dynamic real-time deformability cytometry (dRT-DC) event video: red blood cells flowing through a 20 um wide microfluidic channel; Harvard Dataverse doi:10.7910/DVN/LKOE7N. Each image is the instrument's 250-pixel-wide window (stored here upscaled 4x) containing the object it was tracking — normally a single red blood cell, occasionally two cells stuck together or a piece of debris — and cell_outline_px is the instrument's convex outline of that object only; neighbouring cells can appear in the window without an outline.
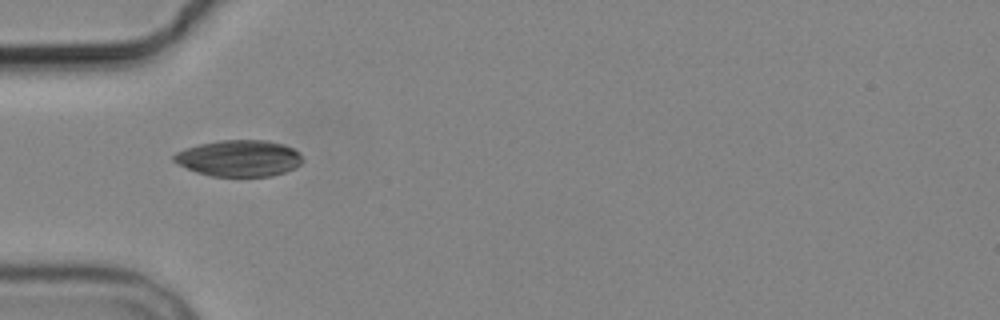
{"species": "common noctule bat (a hibernating species)", "species_latin": "Nyctalus noctula", "temperature_condition": "cold", "stored_images_in_passage": 5, "camera_frame_rate_fps": 3000, "um_per_image_px": 0.085, "animal": {"sex": "male", "body_mass_g": 19.2, "forearm_length_mm": 51.8}, "frame": {"image": 1, "passage_image": 1, "time_ms": 0.0, "image_size_px": [1000, 320], "cell_outline_px": [[304, 160], [300, 164], [284, 172], [272, 176], [212, 176], [196, 172], [172, 160], [172, 156], [176, 152], [184, 148], [200, 144], [220, 140], [268, 140], [284, 144], [292, 148]], "centroid_in_image_um": [20.3, 13.44], "position_along_channel_um": 64.7, "area_um2": 27.11}}
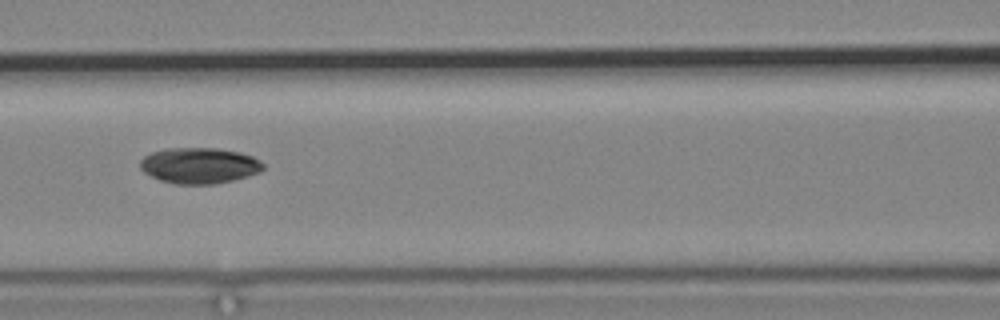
{"frame": {"image": 2, "passage_image": 3, "time_ms": 2.333, "image_size_px": [1000, 320], "cell_outline_px": [[264, 168], [260, 172], [248, 176], [216, 184], [176, 184], [160, 180], [144, 172], [140, 168], [140, 160], [144, 156], [152, 152], [168, 148], [220, 148], [240, 152], [252, 156], [260, 160], [264, 164]], "centroid_in_image_um": [16.96, 14.07], "position_along_channel_um": 149.6, "area_um2": 25.84}}
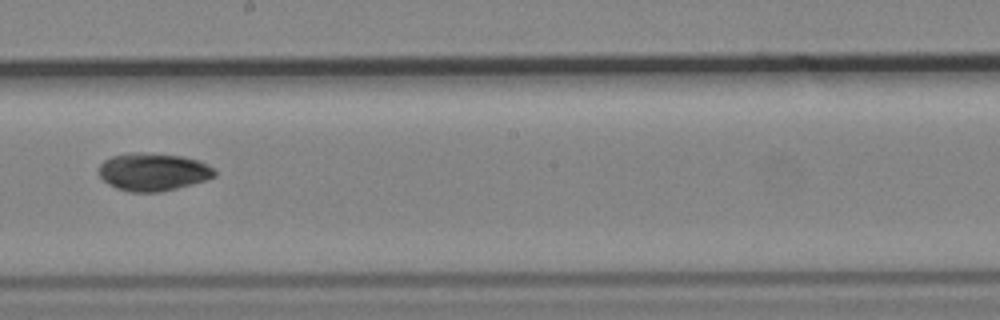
{"frame": {"image": 3, "passage_image": 5, "time_ms": 4.667, "image_size_px": [1000, 320], "cell_outline_px": [[216, 176], [192, 184], [160, 192], [128, 192], [116, 188], [108, 184], [100, 176], [100, 164], [104, 160], [112, 156], [128, 152], [148, 152], [184, 156], [200, 160], [208, 164], [216, 172]], "centroid_in_image_um": [13.02, 14.59], "position_along_channel_um": 235.2, "area_um2": 25.72}}